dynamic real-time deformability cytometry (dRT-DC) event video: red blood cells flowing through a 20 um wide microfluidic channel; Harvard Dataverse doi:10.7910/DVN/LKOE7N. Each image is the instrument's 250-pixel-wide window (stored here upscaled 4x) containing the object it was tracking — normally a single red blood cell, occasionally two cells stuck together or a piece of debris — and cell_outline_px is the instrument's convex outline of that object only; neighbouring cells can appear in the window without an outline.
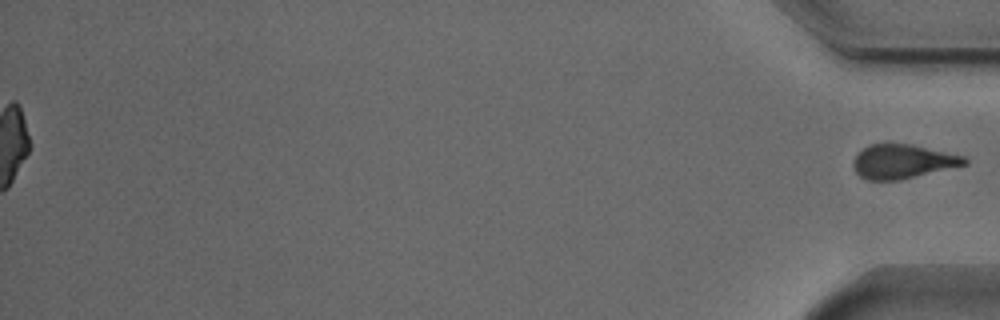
{"species": "Egyptian fruit bat (a non-hibernating species)", "species_latin": "Rousettus aegyptiacus", "temperature_condition": "cold", "stored_images_in_passage": 52, "segment_of_instrument_passage": [2, 2], "camera_frame_rate_fps": 3000, "um_per_image_px": 0.085, "animal": {"sex": "male"}, "frame": {"image": 1, "passage_image": 52, "time_ms": 17.0, "image_size_px": [1000, 320], "cell_outline_px": [[968, 164], [900, 180], [864, 180], [856, 172], [852, 164], [856, 156], [864, 148], [872, 144], [912, 144], [964, 156], [968, 160]], "centroid_in_image_um": [76.74, 13.74], "position_along_channel_um": 358.5, "area_um2": 21.96}}